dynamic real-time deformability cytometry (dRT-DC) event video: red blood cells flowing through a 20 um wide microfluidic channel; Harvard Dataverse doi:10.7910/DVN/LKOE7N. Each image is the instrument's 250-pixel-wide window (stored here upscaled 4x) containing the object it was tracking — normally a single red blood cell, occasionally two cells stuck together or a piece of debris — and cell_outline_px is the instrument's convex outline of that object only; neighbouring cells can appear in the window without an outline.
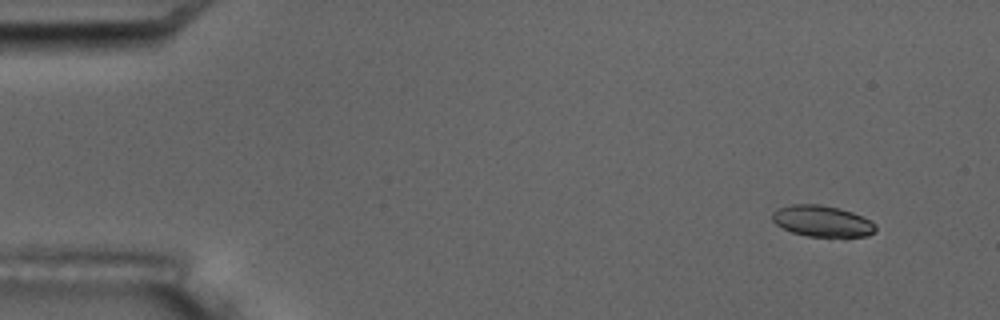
{"species": "common noctule bat (a hibernating species)", "species_latin": "Nyctalus noctula", "temperature_condition": "room temperature", "stored_images_in_passage": 5, "camera_frame_rate_fps": 3000, "um_per_image_px": 0.085, "animal": {"sex": "male", "body_mass_g": 17.5, "forearm_length_mm": 52.3}, "frame": {"image": 1, "passage_image": 2, "time_ms": 1.333, "image_size_px": [1000, 320], "cell_outline_px": [[876, 232], [868, 236], [844, 240], [808, 236], [792, 232], [776, 224], [772, 220], [772, 212], [776, 208], [792, 204], [820, 204], [840, 208], [852, 212], [876, 224]], "centroid_in_image_um": [69.93, 18.84], "position_along_channel_um": 15.1, "area_um2": 19.59}}